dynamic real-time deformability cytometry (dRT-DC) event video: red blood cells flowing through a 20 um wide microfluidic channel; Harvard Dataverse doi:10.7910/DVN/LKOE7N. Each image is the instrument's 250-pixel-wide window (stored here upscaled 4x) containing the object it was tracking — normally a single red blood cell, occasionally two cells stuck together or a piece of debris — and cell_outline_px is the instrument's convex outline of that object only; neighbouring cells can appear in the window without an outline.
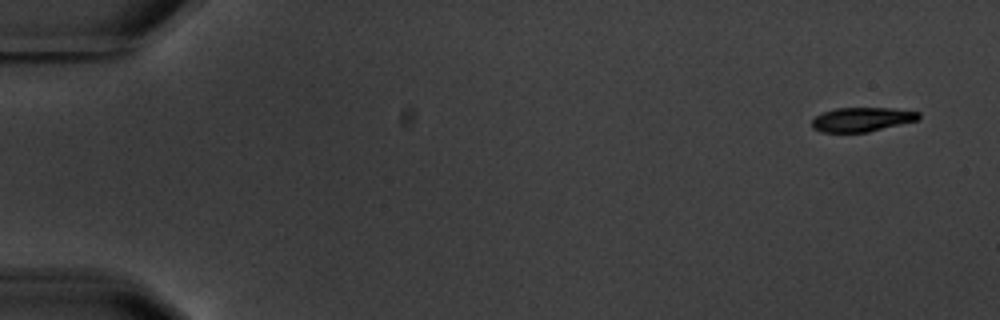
{"species": "common noctule bat (a hibernating species)", "species_latin": "Nyctalus noctula", "temperature_condition": "warm", "stored_images_in_passage": 7, "segment_of_instrument_passage": [2, 2], "camera_frame_rate_fps": 3000, "um_per_image_px": 0.085, "animal": {"sex": "male", "body_mass_g": 20.1, "forearm_length_mm": 53.5}, "frame": {"image": 1, "passage_image": 7, "time_ms": 9.0, "image_size_px": [1000, 320], "cell_outline_px": [[920, 116], [916, 120], [868, 132], [820, 132], [812, 128], [812, 120], [816, 116], [824, 112], [836, 108], [892, 108], [920, 112]], "centroid_in_image_um": [73.23, 10.15], "position_along_channel_um": 11.8, "area_um2": 14.91}}